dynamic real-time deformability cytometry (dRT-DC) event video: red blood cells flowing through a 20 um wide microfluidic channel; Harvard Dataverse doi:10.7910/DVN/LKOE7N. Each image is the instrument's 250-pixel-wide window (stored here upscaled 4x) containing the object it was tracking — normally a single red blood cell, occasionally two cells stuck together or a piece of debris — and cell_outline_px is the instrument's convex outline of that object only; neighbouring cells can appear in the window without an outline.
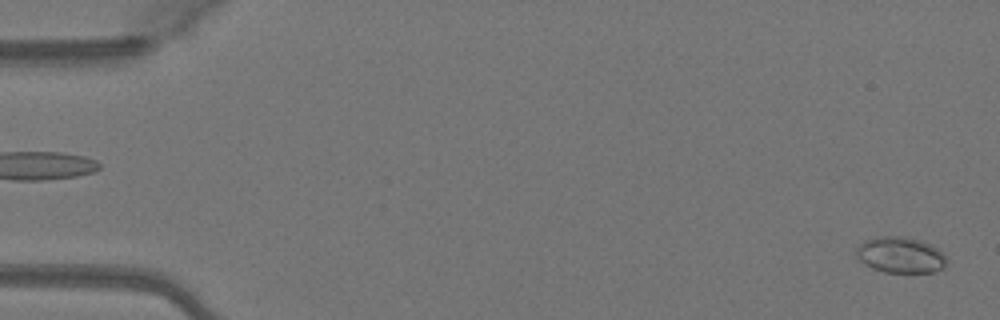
{"species": "Egyptian fruit bat (a non-hibernating species)", "species_latin": "Rousettus aegyptiacus", "temperature_condition": "warm", "stored_images_in_passage": 10, "camera_frame_rate_fps": 3000, "um_per_image_px": 0.085, "animal": {"sex": "female"}, "frame": {"image": 1, "passage_image": 1, "time_ms": 0.0, "image_size_px": [1000, 320], "cell_outline_px": [[948, 260], [944, 268], [936, 272], [884, 272], [872, 268], [864, 264], [856, 256], [856, 248], [864, 240], [876, 236], [900, 236], [920, 240], [932, 244], [944, 252]], "centroid_in_image_um": [76.57, 21.67], "position_along_channel_um": 8.4, "area_um2": 19.31}}